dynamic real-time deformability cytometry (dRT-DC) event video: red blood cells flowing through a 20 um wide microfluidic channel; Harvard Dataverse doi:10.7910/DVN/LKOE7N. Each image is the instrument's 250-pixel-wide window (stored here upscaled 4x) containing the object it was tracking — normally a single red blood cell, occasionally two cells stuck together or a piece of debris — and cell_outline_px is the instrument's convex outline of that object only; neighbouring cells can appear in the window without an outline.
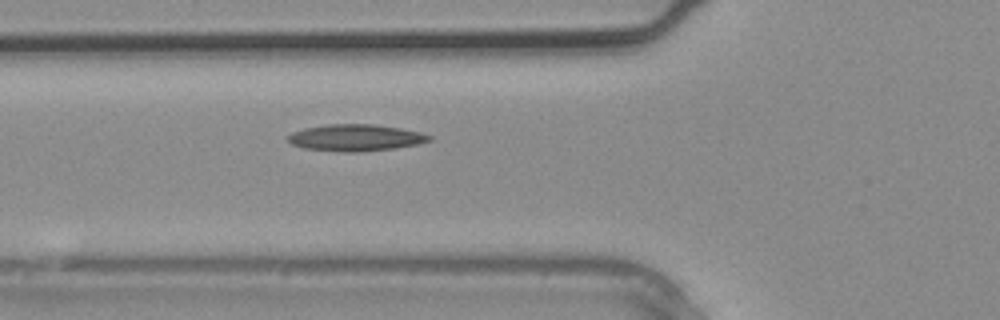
{"species": "common noctule bat (a hibernating species)", "species_latin": "Nyctalus noctula", "temperature_condition": "warm", "stored_images_in_passage": 4, "camera_frame_rate_fps": 3000, "um_per_image_px": 0.085, "animal": {"sex": "male", "body_mass_g": 20.4}, "frame": {"image": 1, "passage_image": 3, "time_ms": 0.667, "image_size_px": [1000, 320], "cell_outline_px": [[432, 140], [416, 144], [396, 148], [356, 152], [344, 152], [304, 148], [292, 144], [288, 140], [288, 136], [292, 132], [308, 128], [328, 124], [372, 124], [400, 128], [424, 132], [432, 136]], "centroid_in_image_um": [30.28, 11.7], "position_along_channel_um": 95.5, "area_um2": 21.85}}